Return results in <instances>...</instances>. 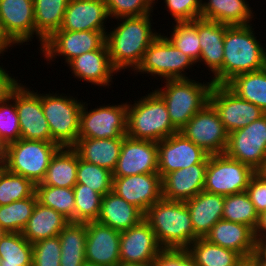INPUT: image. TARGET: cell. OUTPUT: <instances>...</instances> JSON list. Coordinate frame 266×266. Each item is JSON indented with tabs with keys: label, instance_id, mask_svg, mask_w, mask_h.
Returning a JSON list of instances; mask_svg holds the SVG:
<instances>
[{
	"label": "cell",
	"instance_id": "obj_1",
	"mask_svg": "<svg viewBox=\"0 0 266 266\" xmlns=\"http://www.w3.org/2000/svg\"><path fill=\"white\" fill-rule=\"evenodd\" d=\"M151 14L139 17H121L122 23L106 33V44L113 68L120 72L127 68L135 71L149 45L158 37L153 32Z\"/></svg>",
	"mask_w": 266,
	"mask_h": 266
},
{
	"label": "cell",
	"instance_id": "obj_2",
	"mask_svg": "<svg viewBox=\"0 0 266 266\" xmlns=\"http://www.w3.org/2000/svg\"><path fill=\"white\" fill-rule=\"evenodd\" d=\"M162 248L187 249L199 237L194 233L185 201L163 197L144 214Z\"/></svg>",
	"mask_w": 266,
	"mask_h": 266
},
{
	"label": "cell",
	"instance_id": "obj_3",
	"mask_svg": "<svg viewBox=\"0 0 266 266\" xmlns=\"http://www.w3.org/2000/svg\"><path fill=\"white\" fill-rule=\"evenodd\" d=\"M233 25L226 29L222 64V85L237 75L266 67V49L258 42L253 26Z\"/></svg>",
	"mask_w": 266,
	"mask_h": 266
},
{
	"label": "cell",
	"instance_id": "obj_4",
	"mask_svg": "<svg viewBox=\"0 0 266 266\" xmlns=\"http://www.w3.org/2000/svg\"><path fill=\"white\" fill-rule=\"evenodd\" d=\"M134 102L127 106L126 136L158 142L178 132L171 123L164 100L155 91Z\"/></svg>",
	"mask_w": 266,
	"mask_h": 266
},
{
	"label": "cell",
	"instance_id": "obj_5",
	"mask_svg": "<svg viewBox=\"0 0 266 266\" xmlns=\"http://www.w3.org/2000/svg\"><path fill=\"white\" fill-rule=\"evenodd\" d=\"M163 89L154 90L165 102L173 127L179 132L187 122L209 103L212 81L192 79L166 80ZM165 88V89H164Z\"/></svg>",
	"mask_w": 266,
	"mask_h": 266
},
{
	"label": "cell",
	"instance_id": "obj_6",
	"mask_svg": "<svg viewBox=\"0 0 266 266\" xmlns=\"http://www.w3.org/2000/svg\"><path fill=\"white\" fill-rule=\"evenodd\" d=\"M61 147L53 142L19 140L7 145L4 167L30 179L35 185L44 179L52 157Z\"/></svg>",
	"mask_w": 266,
	"mask_h": 266
},
{
	"label": "cell",
	"instance_id": "obj_7",
	"mask_svg": "<svg viewBox=\"0 0 266 266\" xmlns=\"http://www.w3.org/2000/svg\"><path fill=\"white\" fill-rule=\"evenodd\" d=\"M73 96L41 94V105L51 131V142L60 147H73L79 137L80 112L83 102Z\"/></svg>",
	"mask_w": 266,
	"mask_h": 266
},
{
	"label": "cell",
	"instance_id": "obj_8",
	"mask_svg": "<svg viewBox=\"0 0 266 266\" xmlns=\"http://www.w3.org/2000/svg\"><path fill=\"white\" fill-rule=\"evenodd\" d=\"M3 91L15 102L20 138L51 142V131L41 105V94L10 78Z\"/></svg>",
	"mask_w": 266,
	"mask_h": 266
},
{
	"label": "cell",
	"instance_id": "obj_9",
	"mask_svg": "<svg viewBox=\"0 0 266 266\" xmlns=\"http://www.w3.org/2000/svg\"><path fill=\"white\" fill-rule=\"evenodd\" d=\"M255 171L225 153L209 155L204 191L228 196L246 191Z\"/></svg>",
	"mask_w": 266,
	"mask_h": 266
},
{
	"label": "cell",
	"instance_id": "obj_10",
	"mask_svg": "<svg viewBox=\"0 0 266 266\" xmlns=\"http://www.w3.org/2000/svg\"><path fill=\"white\" fill-rule=\"evenodd\" d=\"M196 64L191 57L176 48L165 36L158 37L149 45L136 72L158 75L165 80L188 79L184 73ZM183 72V73H182ZM185 74V75H184Z\"/></svg>",
	"mask_w": 266,
	"mask_h": 266
},
{
	"label": "cell",
	"instance_id": "obj_11",
	"mask_svg": "<svg viewBox=\"0 0 266 266\" xmlns=\"http://www.w3.org/2000/svg\"><path fill=\"white\" fill-rule=\"evenodd\" d=\"M85 103H83L80 112L78 138L126 137L127 102L120 105L108 104L90 111H88Z\"/></svg>",
	"mask_w": 266,
	"mask_h": 266
},
{
	"label": "cell",
	"instance_id": "obj_12",
	"mask_svg": "<svg viewBox=\"0 0 266 266\" xmlns=\"http://www.w3.org/2000/svg\"><path fill=\"white\" fill-rule=\"evenodd\" d=\"M209 155L223 154L229 133L214 107L208 103L179 131Z\"/></svg>",
	"mask_w": 266,
	"mask_h": 266
},
{
	"label": "cell",
	"instance_id": "obj_13",
	"mask_svg": "<svg viewBox=\"0 0 266 266\" xmlns=\"http://www.w3.org/2000/svg\"><path fill=\"white\" fill-rule=\"evenodd\" d=\"M209 103L217 111L228 133L242 129L266 114L255 104L241 99L222 84L212 86Z\"/></svg>",
	"mask_w": 266,
	"mask_h": 266
},
{
	"label": "cell",
	"instance_id": "obj_14",
	"mask_svg": "<svg viewBox=\"0 0 266 266\" xmlns=\"http://www.w3.org/2000/svg\"><path fill=\"white\" fill-rule=\"evenodd\" d=\"M225 154L255 171L266 158V114L248 126L229 133Z\"/></svg>",
	"mask_w": 266,
	"mask_h": 266
},
{
	"label": "cell",
	"instance_id": "obj_15",
	"mask_svg": "<svg viewBox=\"0 0 266 266\" xmlns=\"http://www.w3.org/2000/svg\"><path fill=\"white\" fill-rule=\"evenodd\" d=\"M158 145V173L163 179L168 173L195 164H208L209 154L177 132Z\"/></svg>",
	"mask_w": 266,
	"mask_h": 266
},
{
	"label": "cell",
	"instance_id": "obj_16",
	"mask_svg": "<svg viewBox=\"0 0 266 266\" xmlns=\"http://www.w3.org/2000/svg\"><path fill=\"white\" fill-rule=\"evenodd\" d=\"M106 41V35L101 31H55L42 47H40L47 62L56 56H63L67 64L83 53L99 49Z\"/></svg>",
	"mask_w": 266,
	"mask_h": 266
},
{
	"label": "cell",
	"instance_id": "obj_17",
	"mask_svg": "<svg viewBox=\"0 0 266 266\" xmlns=\"http://www.w3.org/2000/svg\"><path fill=\"white\" fill-rule=\"evenodd\" d=\"M158 173V145L149 140H136L126 136L113 177Z\"/></svg>",
	"mask_w": 266,
	"mask_h": 266
},
{
	"label": "cell",
	"instance_id": "obj_18",
	"mask_svg": "<svg viewBox=\"0 0 266 266\" xmlns=\"http://www.w3.org/2000/svg\"><path fill=\"white\" fill-rule=\"evenodd\" d=\"M112 191L145 214L162 198V178L159 173L113 177Z\"/></svg>",
	"mask_w": 266,
	"mask_h": 266
},
{
	"label": "cell",
	"instance_id": "obj_19",
	"mask_svg": "<svg viewBox=\"0 0 266 266\" xmlns=\"http://www.w3.org/2000/svg\"><path fill=\"white\" fill-rule=\"evenodd\" d=\"M162 249L145 219L120 233V263L152 264Z\"/></svg>",
	"mask_w": 266,
	"mask_h": 266
},
{
	"label": "cell",
	"instance_id": "obj_20",
	"mask_svg": "<svg viewBox=\"0 0 266 266\" xmlns=\"http://www.w3.org/2000/svg\"><path fill=\"white\" fill-rule=\"evenodd\" d=\"M86 228V261L101 266H118L121 232L97 221L86 222Z\"/></svg>",
	"mask_w": 266,
	"mask_h": 266
},
{
	"label": "cell",
	"instance_id": "obj_21",
	"mask_svg": "<svg viewBox=\"0 0 266 266\" xmlns=\"http://www.w3.org/2000/svg\"><path fill=\"white\" fill-rule=\"evenodd\" d=\"M0 20L4 32L15 44L29 42L35 35L33 0H0Z\"/></svg>",
	"mask_w": 266,
	"mask_h": 266
},
{
	"label": "cell",
	"instance_id": "obj_22",
	"mask_svg": "<svg viewBox=\"0 0 266 266\" xmlns=\"http://www.w3.org/2000/svg\"><path fill=\"white\" fill-rule=\"evenodd\" d=\"M109 17L104 0H69L59 30L101 31L105 35V20Z\"/></svg>",
	"mask_w": 266,
	"mask_h": 266
},
{
	"label": "cell",
	"instance_id": "obj_23",
	"mask_svg": "<svg viewBox=\"0 0 266 266\" xmlns=\"http://www.w3.org/2000/svg\"><path fill=\"white\" fill-rule=\"evenodd\" d=\"M230 25L198 19V36L201 46L200 62L213 73V84H222L224 36Z\"/></svg>",
	"mask_w": 266,
	"mask_h": 266
},
{
	"label": "cell",
	"instance_id": "obj_24",
	"mask_svg": "<svg viewBox=\"0 0 266 266\" xmlns=\"http://www.w3.org/2000/svg\"><path fill=\"white\" fill-rule=\"evenodd\" d=\"M207 164H195L168 173L162 179V197L186 201L203 191Z\"/></svg>",
	"mask_w": 266,
	"mask_h": 266
},
{
	"label": "cell",
	"instance_id": "obj_25",
	"mask_svg": "<svg viewBox=\"0 0 266 266\" xmlns=\"http://www.w3.org/2000/svg\"><path fill=\"white\" fill-rule=\"evenodd\" d=\"M68 65L74 77L104 87L110 86L112 76L117 73L111 65L106 42L99 49L72 59Z\"/></svg>",
	"mask_w": 266,
	"mask_h": 266
},
{
	"label": "cell",
	"instance_id": "obj_26",
	"mask_svg": "<svg viewBox=\"0 0 266 266\" xmlns=\"http://www.w3.org/2000/svg\"><path fill=\"white\" fill-rule=\"evenodd\" d=\"M209 242L239 253L244 259L255 251L254 230L244 224L219 220L206 235Z\"/></svg>",
	"mask_w": 266,
	"mask_h": 266
},
{
	"label": "cell",
	"instance_id": "obj_27",
	"mask_svg": "<svg viewBox=\"0 0 266 266\" xmlns=\"http://www.w3.org/2000/svg\"><path fill=\"white\" fill-rule=\"evenodd\" d=\"M224 198L225 196L203 190L185 201L194 233L199 238H205L211 228L222 219Z\"/></svg>",
	"mask_w": 266,
	"mask_h": 266
},
{
	"label": "cell",
	"instance_id": "obj_28",
	"mask_svg": "<svg viewBox=\"0 0 266 266\" xmlns=\"http://www.w3.org/2000/svg\"><path fill=\"white\" fill-rule=\"evenodd\" d=\"M144 219V214L125 199L111 191L101 200L97 222L119 232L130 229Z\"/></svg>",
	"mask_w": 266,
	"mask_h": 266
},
{
	"label": "cell",
	"instance_id": "obj_29",
	"mask_svg": "<svg viewBox=\"0 0 266 266\" xmlns=\"http://www.w3.org/2000/svg\"><path fill=\"white\" fill-rule=\"evenodd\" d=\"M124 138H78L72 147L85 162L113 172L120 156Z\"/></svg>",
	"mask_w": 266,
	"mask_h": 266
},
{
	"label": "cell",
	"instance_id": "obj_30",
	"mask_svg": "<svg viewBox=\"0 0 266 266\" xmlns=\"http://www.w3.org/2000/svg\"><path fill=\"white\" fill-rule=\"evenodd\" d=\"M69 222L62 214L37 202L22 235L29 243L33 244L58 236Z\"/></svg>",
	"mask_w": 266,
	"mask_h": 266
},
{
	"label": "cell",
	"instance_id": "obj_31",
	"mask_svg": "<svg viewBox=\"0 0 266 266\" xmlns=\"http://www.w3.org/2000/svg\"><path fill=\"white\" fill-rule=\"evenodd\" d=\"M245 0H208L202 2L201 19L222 24L249 25L253 13Z\"/></svg>",
	"mask_w": 266,
	"mask_h": 266
},
{
	"label": "cell",
	"instance_id": "obj_32",
	"mask_svg": "<svg viewBox=\"0 0 266 266\" xmlns=\"http://www.w3.org/2000/svg\"><path fill=\"white\" fill-rule=\"evenodd\" d=\"M77 168L78 153L72 147H61L52 157L44 179L36 185L73 188Z\"/></svg>",
	"mask_w": 266,
	"mask_h": 266
},
{
	"label": "cell",
	"instance_id": "obj_33",
	"mask_svg": "<svg viewBox=\"0 0 266 266\" xmlns=\"http://www.w3.org/2000/svg\"><path fill=\"white\" fill-rule=\"evenodd\" d=\"M61 241L60 266H83L86 262V222H69L58 235Z\"/></svg>",
	"mask_w": 266,
	"mask_h": 266
},
{
	"label": "cell",
	"instance_id": "obj_34",
	"mask_svg": "<svg viewBox=\"0 0 266 266\" xmlns=\"http://www.w3.org/2000/svg\"><path fill=\"white\" fill-rule=\"evenodd\" d=\"M35 16V35L43 46L55 31L59 30L69 0H33Z\"/></svg>",
	"mask_w": 266,
	"mask_h": 266
},
{
	"label": "cell",
	"instance_id": "obj_35",
	"mask_svg": "<svg viewBox=\"0 0 266 266\" xmlns=\"http://www.w3.org/2000/svg\"><path fill=\"white\" fill-rule=\"evenodd\" d=\"M226 86L238 97L255 104L266 113V67L237 75Z\"/></svg>",
	"mask_w": 266,
	"mask_h": 266
},
{
	"label": "cell",
	"instance_id": "obj_36",
	"mask_svg": "<svg viewBox=\"0 0 266 266\" xmlns=\"http://www.w3.org/2000/svg\"><path fill=\"white\" fill-rule=\"evenodd\" d=\"M197 266H237L244 258L234 250L198 238L187 248Z\"/></svg>",
	"mask_w": 266,
	"mask_h": 266
},
{
	"label": "cell",
	"instance_id": "obj_37",
	"mask_svg": "<svg viewBox=\"0 0 266 266\" xmlns=\"http://www.w3.org/2000/svg\"><path fill=\"white\" fill-rule=\"evenodd\" d=\"M0 259V266H32V243L22 233H5L0 239Z\"/></svg>",
	"mask_w": 266,
	"mask_h": 266
},
{
	"label": "cell",
	"instance_id": "obj_38",
	"mask_svg": "<svg viewBox=\"0 0 266 266\" xmlns=\"http://www.w3.org/2000/svg\"><path fill=\"white\" fill-rule=\"evenodd\" d=\"M37 202L62 214L75 222V201L73 188L35 185Z\"/></svg>",
	"mask_w": 266,
	"mask_h": 266
},
{
	"label": "cell",
	"instance_id": "obj_39",
	"mask_svg": "<svg viewBox=\"0 0 266 266\" xmlns=\"http://www.w3.org/2000/svg\"><path fill=\"white\" fill-rule=\"evenodd\" d=\"M37 203L34 193L31 197L0 206V227L6 233H22Z\"/></svg>",
	"mask_w": 266,
	"mask_h": 266
},
{
	"label": "cell",
	"instance_id": "obj_40",
	"mask_svg": "<svg viewBox=\"0 0 266 266\" xmlns=\"http://www.w3.org/2000/svg\"><path fill=\"white\" fill-rule=\"evenodd\" d=\"M223 220L241 223L256 229L259 215L246 191L225 196Z\"/></svg>",
	"mask_w": 266,
	"mask_h": 266
},
{
	"label": "cell",
	"instance_id": "obj_41",
	"mask_svg": "<svg viewBox=\"0 0 266 266\" xmlns=\"http://www.w3.org/2000/svg\"><path fill=\"white\" fill-rule=\"evenodd\" d=\"M35 184L21 175L9 172L4 166L0 170V206L31 197Z\"/></svg>",
	"mask_w": 266,
	"mask_h": 266
},
{
	"label": "cell",
	"instance_id": "obj_42",
	"mask_svg": "<svg viewBox=\"0 0 266 266\" xmlns=\"http://www.w3.org/2000/svg\"><path fill=\"white\" fill-rule=\"evenodd\" d=\"M171 37L165 36L176 48L191 57L197 64L201 46L198 36V19L191 22H176Z\"/></svg>",
	"mask_w": 266,
	"mask_h": 266
},
{
	"label": "cell",
	"instance_id": "obj_43",
	"mask_svg": "<svg viewBox=\"0 0 266 266\" xmlns=\"http://www.w3.org/2000/svg\"><path fill=\"white\" fill-rule=\"evenodd\" d=\"M76 184L87 185L97 193L104 196L112 191L113 176L110 170L83 161L78 155Z\"/></svg>",
	"mask_w": 266,
	"mask_h": 266
},
{
	"label": "cell",
	"instance_id": "obj_44",
	"mask_svg": "<svg viewBox=\"0 0 266 266\" xmlns=\"http://www.w3.org/2000/svg\"><path fill=\"white\" fill-rule=\"evenodd\" d=\"M75 201V222L96 221L100 212L102 195L87 185L73 187Z\"/></svg>",
	"mask_w": 266,
	"mask_h": 266
},
{
	"label": "cell",
	"instance_id": "obj_45",
	"mask_svg": "<svg viewBox=\"0 0 266 266\" xmlns=\"http://www.w3.org/2000/svg\"><path fill=\"white\" fill-rule=\"evenodd\" d=\"M2 90L0 92V137L10 144L20 139V125L15 102ZM10 103V104H9Z\"/></svg>",
	"mask_w": 266,
	"mask_h": 266
},
{
	"label": "cell",
	"instance_id": "obj_46",
	"mask_svg": "<svg viewBox=\"0 0 266 266\" xmlns=\"http://www.w3.org/2000/svg\"><path fill=\"white\" fill-rule=\"evenodd\" d=\"M109 17H139L153 12L155 0H104ZM153 3V4H152ZM153 5V6H152Z\"/></svg>",
	"mask_w": 266,
	"mask_h": 266
},
{
	"label": "cell",
	"instance_id": "obj_47",
	"mask_svg": "<svg viewBox=\"0 0 266 266\" xmlns=\"http://www.w3.org/2000/svg\"><path fill=\"white\" fill-rule=\"evenodd\" d=\"M32 266H60L61 241L58 236L32 244Z\"/></svg>",
	"mask_w": 266,
	"mask_h": 266
},
{
	"label": "cell",
	"instance_id": "obj_48",
	"mask_svg": "<svg viewBox=\"0 0 266 266\" xmlns=\"http://www.w3.org/2000/svg\"><path fill=\"white\" fill-rule=\"evenodd\" d=\"M175 22H191L200 19L202 0H164Z\"/></svg>",
	"mask_w": 266,
	"mask_h": 266
},
{
	"label": "cell",
	"instance_id": "obj_49",
	"mask_svg": "<svg viewBox=\"0 0 266 266\" xmlns=\"http://www.w3.org/2000/svg\"><path fill=\"white\" fill-rule=\"evenodd\" d=\"M152 266H197L188 249L163 248Z\"/></svg>",
	"mask_w": 266,
	"mask_h": 266
},
{
	"label": "cell",
	"instance_id": "obj_50",
	"mask_svg": "<svg viewBox=\"0 0 266 266\" xmlns=\"http://www.w3.org/2000/svg\"><path fill=\"white\" fill-rule=\"evenodd\" d=\"M258 215L266 211V182L254 174L246 189Z\"/></svg>",
	"mask_w": 266,
	"mask_h": 266
},
{
	"label": "cell",
	"instance_id": "obj_51",
	"mask_svg": "<svg viewBox=\"0 0 266 266\" xmlns=\"http://www.w3.org/2000/svg\"><path fill=\"white\" fill-rule=\"evenodd\" d=\"M250 259L252 261H266V239H255V251Z\"/></svg>",
	"mask_w": 266,
	"mask_h": 266
},
{
	"label": "cell",
	"instance_id": "obj_52",
	"mask_svg": "<svg viewBox=\"0 0 266 266\" xmlns=\"http://www.w3.org/2000/svg\"><path fill=\"white\" fill-rule=\"evenodd\" d=\"M255 239H266V211L259 215V221L254 230Z\"/></svg>",
	"mask_w": 266,
	"mask_h": 266
},
{
	"label": "cell",
	"instance_id": "obj_53",
	"mask_svg": "<svg viewBox=\"0 0 266 266\" xmlns=\"http://www.w3.org/2000/svg\"><path fill=\"white\" fill-rule=\"evenodd\" d=\"M14 44L15 43L4 32L0 20V54H4L3 52H5L10 46L12 47Z\"/></svg>",
	"mask_w": 266,
	"mask_h": 266
},
{
	"label": "cell",
	"instance_id": "obj_54",
	"mask_svg": "<svg viewBox=\"0 0 266 266\" xmlns=\"http://www.w3.org/2000/svg\"><path fill=\"white\" fill-rule=\"evenodd\" d=\"M7 143L0 137V163L4 166L7 157Z\"/></svg>",
	"mask_w": 266,
	"mask_h": 266
},
{
	"label": "cell",
	"instance_id": "obj_55",
	"mask_svg": "<svg viewBox=\"0 0 266 266\" xmlns=\"http://www.w3.org/2000/svg\"><path fill=\"white\" fill-rule=\"evenodd\" d=\"M255 174L266 182V158L261 162L260 166L255 170Z\"/></svg>",
	"mask_w": 266,
	"mask_h": 266
},
{
	"label": "cell",
	"instance_id": "obj_56",
	"mask_svg": "<svg viewBox=\"0 0 266 266\" xmlns=\"http://www.w3.org/2000/svg\"><path fill=\"white\" fill-rule=\"evenodd\" d=\"M7 70L0 66V84H6L12 77L10 74L6 73Z\"/></svg>",
	"mask_w": 266,
	"mask_h": 266
},
{
	"label": "cell",
	"instance_id": "obj_57",
	"mask_svg": "<svg viewBox=\"0 0 266 266\" xmlns=\"http://www.w3.org/2000/svg\"><path fill=\"white\" fill-rule=\"evenodd\" d=\"M237 266H255V264L250 258H248L243 259Z\"/></svg>",
	"mask_w": 266,
	"mask_h": 266
},
{
	"label": "cell",
	"instance_id": "obj_58",
	"mask_svg": "<svg viewBox=\"0 0 266 266\" xmlns=\"http://www.w3.org/2000/svg\"><path fill=\"white\" fill-rule=\"evenodd\" d=\"M118 266H152V264L120 263Z\"/></svg>",
	"mask_w": 266,
	"mask_h": 266
},
{
	"label": "cell",
	"instance_id": "obj_59",
	"mask_svg": "<svg viewBox=\"0 0 266 266\" xmlns=\"http://www.w3.org/2000/svg\"><path fill=\"white\" fill-rule=\"evenodd\" d=\"M255 266H266V261H253Z\"/></svg>",
	"mask_w": 266,
	"mask_h": 266
},
{
	"label": "cell",
	"instance_id": "obj_60",
	"mask_svg": "<svg viewBox=\"0 0 266 266\" xmlns=\"http://www.w3.org/2000/svg\"><path fill=\"white\" fill-rule=\"evenodd\" d=\"M83 266H101V265H98V264H94V263H90V262H85L84 264H83Z\"/></svg>",
	"mask_w": 266,
	"mask_h": 266
},
{
	"label": "cell",
	"instance_id": "obj_61",
	"mask_svg": "<svg viewBox=\"0 0 266 266\" xmlns=\"http://www.w3.org/2000/svg\"><path fill=\"white\" fill-rule=\"evenodd\" d=\"M6 232L0 227V239Z\"/></svg>",
	"mask_w": 266,
	"mask_h": 266
},
{
	"label": "cell",
	"instance_id": "obj_62",
	"mask_svg": "<svg viewBox=\"0 0 266 266\" xmlns=\"http://www.w3.org/2000/svg\"><path fill=\"white\" fill-rule=\"evenodd\" d=\"M5 84H0V92L3 90Z\"/></svg>",
	"mask_w": 266,
	"mask_h": 266
}]
</instances>
